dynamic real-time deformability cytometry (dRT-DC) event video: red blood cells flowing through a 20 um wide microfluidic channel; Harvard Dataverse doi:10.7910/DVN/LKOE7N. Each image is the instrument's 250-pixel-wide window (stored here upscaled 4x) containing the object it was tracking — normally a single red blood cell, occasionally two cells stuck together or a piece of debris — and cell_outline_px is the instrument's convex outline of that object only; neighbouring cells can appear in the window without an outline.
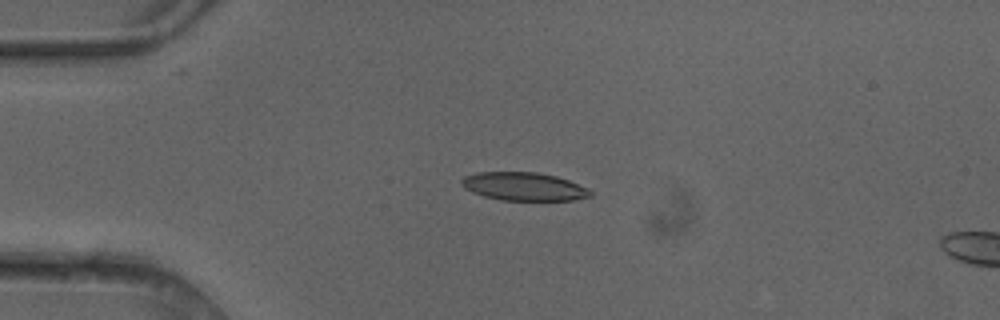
{"species": "common noctule bat (a hibernating species)", "species_latin": "Nyctalus noctula", "temperature_condition": "cold", "stored_images_in_passage": 3, "camera_frame_rate_fps": 3000, "um_per_image_px": 0.085, "animal": {"sex": "female"}, "frame": {"image": 1, "passage_image": 2, "time_ms": 0.333, "image_size_px": [1000, 320], "cell_outline_px": [[592, 196], [576, 200], [500, 200], [484, 196], [472, 192], [464, 188], [460, 184], [460, 180], [464, 176], [476, 172], [536, 172], [556, 176], [568, 180], [588, 188], [592, 192]], "centroid_in_image_um": [44.51, 15.85], "position_along_channel_um": 40.5, "area_um2": 21.33}}